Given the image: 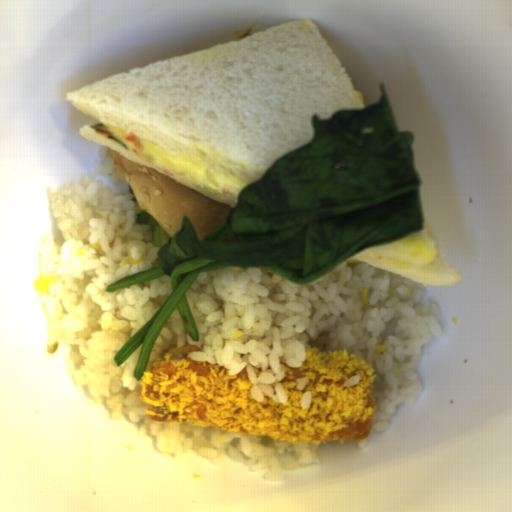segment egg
Here are the masks:
<instances>
[{
	"mask_svg": "<svg viewBox=\"0 0 512 512\" xmlns=\"http://www.w3.org/2000/svg\"><path fill=\"white\" fill-rule=\"evenodd\" d=\"M103 132L128 147L144 159L170 170L208 189L238 196L250 185L218 172L203 164L120 132L110 127Z\"/></svg>",
	"mask_w": 512,
	"mask_h": 512,
	"instance_id": "obj_1",
	"label": "egg"
}]
</instances>
